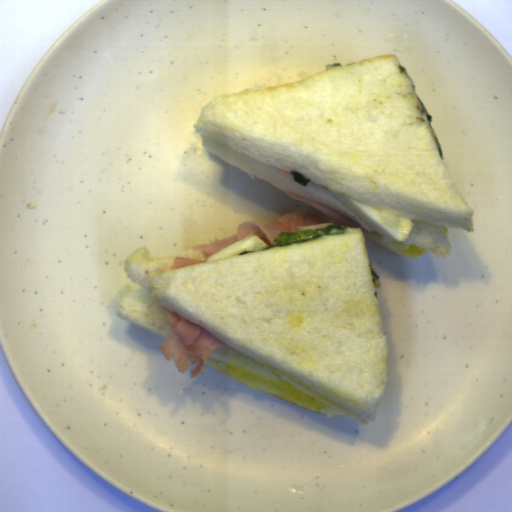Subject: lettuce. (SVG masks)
Returning a JSON list of instances; mask_svg holds the SVG:
<instances>
[{"mask_svg":"<svg viewBox=\"0 0 512 512\" xmlns=\"http://www.w3.org/2000/svg\"><path fill=\"white\" fill-rule=\"evenodd\" d=\"M291 174L293 175V179L296 183L303 185L305 187L307 186L308 182L311 181L298 171L292 170Z\"/></svg>","mask_w":512,"mask_h":512,"instance_id":"obj_3","label":"lettuce"},{"mask_svg":"<svg viewBox=\"0 0 512 512\" xmlns=\"http://www.w3.org/2000/svg\"><path fill=\"white\" fill-rule=\"evenodd\" d=\"M402 72H405V73H406V75H407V77H408V78L410 79V81H411V85H412L413 91H414V93L416 94V96H417V98H418V100H419V102H420L421 111H422V113H424V114H425V117H426V119H427V121H428V123H429V125H430V128H431V130H432V132H433V135H434V138H435V141H436V144H437L438 153H439V155H440L441 159L443 160V159H444V152H443V148H442V146H441V144H440V142H439V139H438V137H437V134H436L435 130H434V129H433V127H432V124H433V116H431V115L428 113V111H427V109H426V107H425L424 103L422 102V100L420 99L419 95L417 94V92H416V88H415V85H414V82H413V80H412L411 76L409 75V73H408V71H407V68L403 67L402 65H399V73H402Z\"/></svg>","mask_w":512,"mask_h":512,"instance_id":"obj_2","label":"lettuce"},{"mask_svg":"<svg viewBox=\"0 0 512 512\" xmlns=\"http://www.w3.org/2000/svg\"><path fill=\"white\" fill-rule=\"evenodd\" d=\"M349 227L342 224H330L325 228L321 229H309L303 232H281L279 233L272 242L276 244L269 246L262 250H243L238 255H247L253 252L268 251L272 248L288 247L293 244H302L312 240H319L326 234H341L346 231Z\"/></svg>","mask_w":512,"mask_h":512,"instance_id":"obj_1","label":"lettuce"},{"mask_svg":"<svg viewBox=\"0 0 512 512\" xmlns=\"http://www.w3.org/2000/svg\"><path fill=\"white\" fill-rule=\"evenodd\" d=\"M335 66H342V63H340V62L328 63L325 65V70L330 69Z\"/></svg>","mask_w":512,"mask_h":512,"instance_id":"obj_4","label":"lettuce"}]
</instances>
